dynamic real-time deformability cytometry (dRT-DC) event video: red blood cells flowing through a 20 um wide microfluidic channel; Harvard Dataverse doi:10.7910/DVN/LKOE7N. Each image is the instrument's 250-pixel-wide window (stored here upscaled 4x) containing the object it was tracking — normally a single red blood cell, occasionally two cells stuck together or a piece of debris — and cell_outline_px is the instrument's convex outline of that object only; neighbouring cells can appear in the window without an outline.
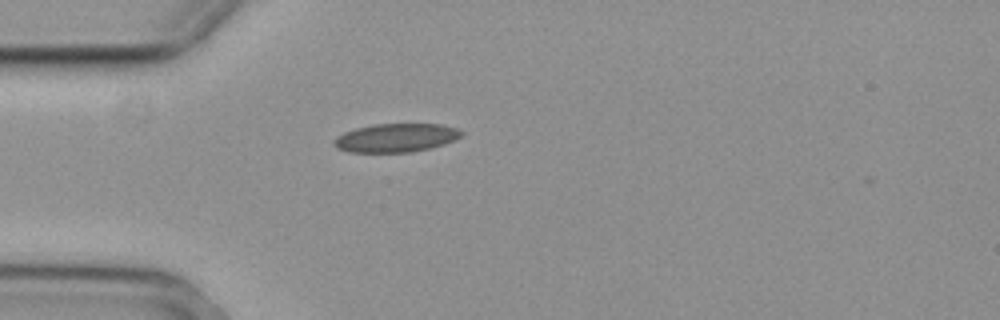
{"species": "common noctule bat (a hibernating species)", "species_latin": "Nyctalus noctula", "temperature_condition": "cold", "stored_images_in_passage": 41, "camera_frame_rate_fps": 3000, "um_per_image_px": 0.085, "animal": {"sex": "female", "body_mass_g": 29.2, "forearm_length_mm": 56.3}, "frame": {"image": 1, "passage_image": 1, "time_ms": 0.0, "image_size_px": [1000, 320], "cell_outline_px": [[464, 132], [460, 136], [444, 144], [412, 152], [348, 152], [336, 148], [332, 144], [332, 140], [336, 136], [344, 132], [356, 128], [372, 124], [440, 124], [456, 128]], "centroid_in_image_um": [33.58, 11.71], "position_along_channel_um": 51.4, "area_um2": 21.21}}
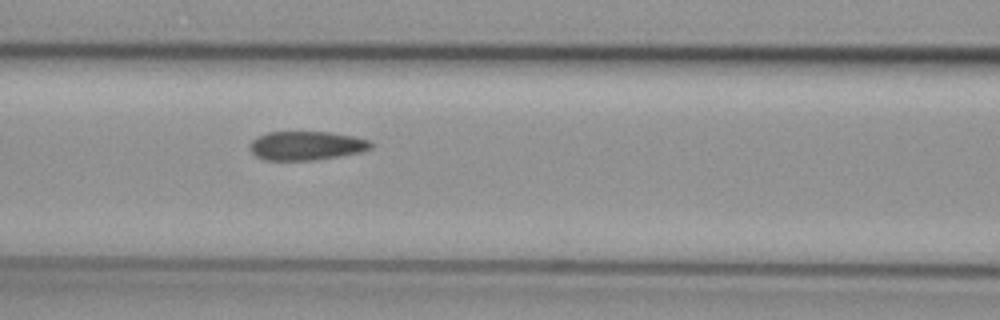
{"frame": {"image": 2, "passage_image": 9, "time_ms": 2.667, "image_size_px": [1000, 320], "cell_outline_px": [[372, 148], [360, 152], [340, 156], [316, 160], [264, 160], [256, 156], [248, 148], [252, 140], [268, 132], [328, 132], [352, 136], [368, 140], [372, 144]], "centroid_in_image_um": [26.02, 12.39], "position_along_channel_um": 140.6, "area_um2": 20.29}}
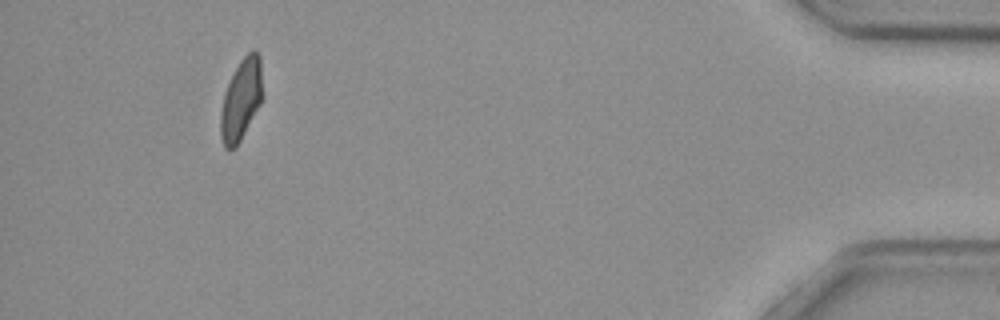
{"frame": {"image": 3, "passage_image": 37, "time_ms": 12.0, "image_size_px": [1000, 320], "cell_outline_px": [[264, 96], [260, 104], [236, 148], [228, 152], [224, 148], [220, 136], [220, 116], [224, 92], [228, 80], [240, 60], [252, 48], [256, 48], [260, 56]], "centroid_in_image_um": [20.5, 8.45], "position_along_channel_um": 414.7, "area_um2": 20.52}, "authors_computed_cell_mechanics": {"area_um2": 20.9236, "velocity_mm_per_s": 3.7029, "shape_relaxation_time_tau1_ms": null, "shape_relaxation_time_tau2_ms": 2.3606, "deformation_change_tau1": null, "deformation_change_tau2": 0.0652}}